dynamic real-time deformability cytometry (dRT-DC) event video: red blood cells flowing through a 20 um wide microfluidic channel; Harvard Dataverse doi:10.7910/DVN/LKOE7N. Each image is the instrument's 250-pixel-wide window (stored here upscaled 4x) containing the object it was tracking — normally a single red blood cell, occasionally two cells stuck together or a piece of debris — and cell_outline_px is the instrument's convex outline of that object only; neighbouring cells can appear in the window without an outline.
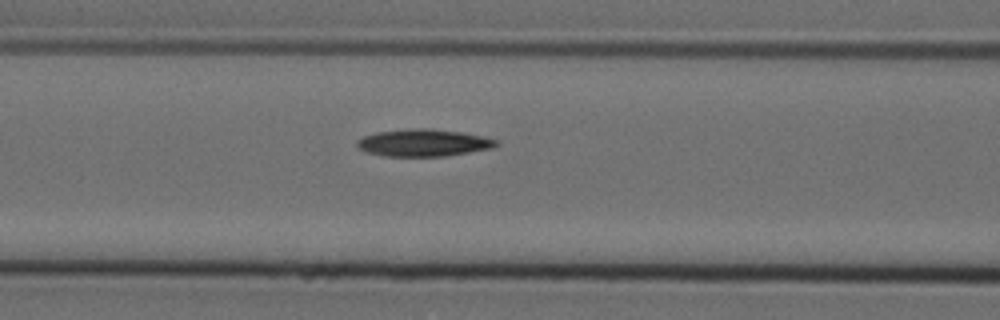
{"species": "Egyptian fruit bat (a non-hibernating species)", "species_latin": "Rousettus aegyptiacus", "temperature_condition": "cold", "stored_images_in_passage": 6, "camera_frame_rate_fps": 3000, "um_per_image_px": 0.085, "animal": {"sex": "female"}, "frame": {"image": 1, "passage_image": 6, "time_ms": 1.667, "image_size_px": [1000, 320], "cell_outline_px": [[500, 144], [492, 148], [444, 156], [384, 156], [368, 152], [360, 148], [356, 144], [356, 140], [364, 136], [376, 132], [416, 128], [432, 128], [460, 132], [484, 136], [500, 140]], "centroid_in_image_um": [36.03, 12.13], "position_along_channel_um": 130.6, "area_um2": 22.02}}